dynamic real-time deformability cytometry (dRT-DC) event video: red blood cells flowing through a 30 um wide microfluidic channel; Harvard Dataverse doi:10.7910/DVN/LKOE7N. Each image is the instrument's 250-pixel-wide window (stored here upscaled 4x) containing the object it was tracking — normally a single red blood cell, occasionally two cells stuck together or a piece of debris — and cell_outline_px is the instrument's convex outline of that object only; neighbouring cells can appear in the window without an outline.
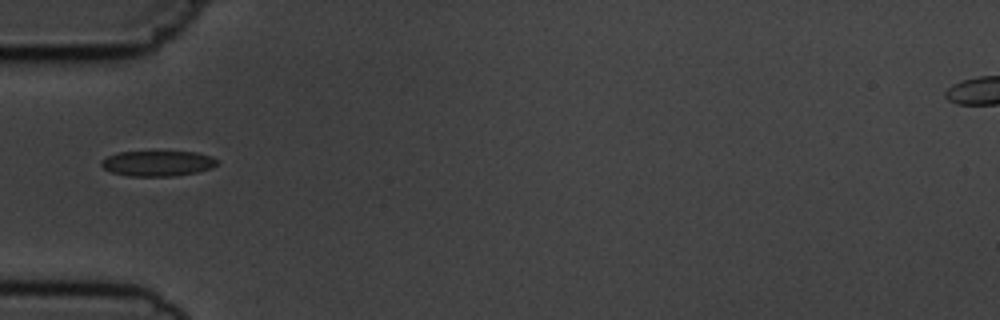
{"species": "common noctule bat (a hibernating species)", "species_latin": "Nyctalus noctula", "temperature_condition": "cold", "stored_images_in_passage": 6, "camera_frame_rate_fps": 3000, "um_per_image_px": 0.085, "animal": {"sex": "male", "body_mass_g": 19.5, "forearm_length_mm": 54.6}, "frame": {"image": 1, "passage_image": 6, "time_ms": 6.333, "image_size_px": [1000, 320], "cell_outline_px": [[220, 164], [212, 168], [196, 172], [176, 176], [128, 176], [112, 172], [104, 168], [100, 164], [100, 160], [116, 152], [196, 152], [212, 156], [220, 160]], "centroid_in_image_um": [13.44, 13.89], "position_along_channel_um": 71.6, "area_um2": 17.34}}